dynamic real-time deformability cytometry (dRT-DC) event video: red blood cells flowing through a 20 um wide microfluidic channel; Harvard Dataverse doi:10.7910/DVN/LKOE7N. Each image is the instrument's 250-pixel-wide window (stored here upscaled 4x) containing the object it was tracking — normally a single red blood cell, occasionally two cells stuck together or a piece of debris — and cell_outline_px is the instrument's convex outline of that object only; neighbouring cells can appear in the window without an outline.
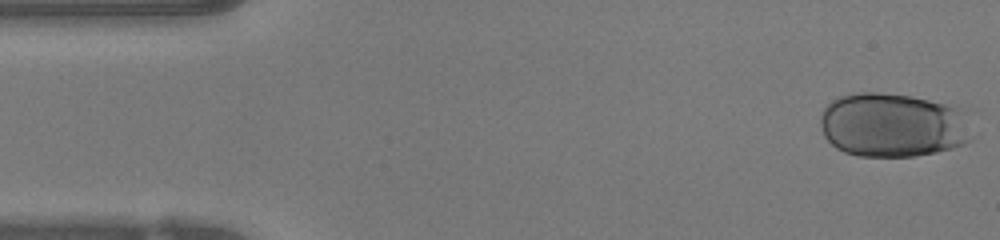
{"species": "human", "species_latin": "Homo sapiens", "temperature_condition": "warm", "stored_images_in_passage": 47, "camera_frame_rate_fps": 3000, "um_per_image_px": 0.085, "donor": {"sex": "female"}, "frame": {"image": 1, "passage_image": 1, "time_ms": 0.0, "image_size_px": [1000, 240], "cell_outline_px": [[972, 140], [964, 144], [952, 148], [936, 152], [916, 156], [860, 156], [844, 152], [836, 148], [824, 136], [820, 124], [820, 116], [824, 108], [832, 100], [840, 96], [860, 92], [876, 92], [912, 96], [944, 104], [956, 108], [972, 136]], "centroid_in_image_um": [75.8, 10.64], "position_along_channel_um": 9.2, "area_um2": 56.12}}
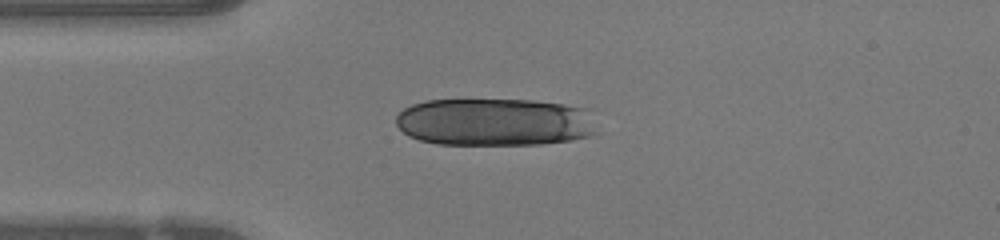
{"frame": {"image": 2, "passage_image": 11, "time_ms": 3.333, "image_size_px": [1000, 240], "cell_outline_px": [[596, 136], [572, 140], [540, 144], [436, 144], [420, 140], [408, 136], [396, 124], [396, 116], [404, 108], [412, 104], [424, 100], [532, 100], [564, 104], [592, 108], [596, 132]], "centroid_in_image_um": [42.13, 10.37], "position_along_channel_um": 42.9, "area_um2": 56.64}}